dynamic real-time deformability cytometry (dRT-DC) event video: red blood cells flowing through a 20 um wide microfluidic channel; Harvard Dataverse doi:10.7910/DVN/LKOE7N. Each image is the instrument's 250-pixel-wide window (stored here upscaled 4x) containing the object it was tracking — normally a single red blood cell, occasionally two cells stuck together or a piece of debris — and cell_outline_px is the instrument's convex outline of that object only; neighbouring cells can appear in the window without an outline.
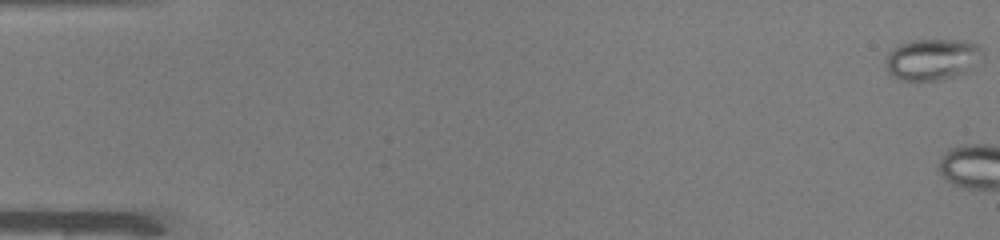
{"species": "common noctule bat (a hibernating species)", "species_latin": "Nyctalus noctula", "temperature_condition": "warm", "stored_images_in_passage": 4, "camera_frame_rate_fps": 3000, "um_per_image_px": 0.085, "animal": {"sex": "male", "body_mass_g": 19.0, "forearm_length_mm": 50.8}, "frame": {"image": 1, "passage_image": 1, "time_ms": 0.0, "image_size_px": [1000, 240], "cell_outline_px": [[984, 56], [968, 72], [956, 76], [940, 80], [900, 80], [888, 72], [884, 60], [888, 52], [892, 48], [900, 44], [912, 40], [964, 40], [980, 44], [984, 52]], "centroid_in_image_um": [79.28, 5.03], "position_along_channel_um": 5.7, "area_um2": 23.81}}